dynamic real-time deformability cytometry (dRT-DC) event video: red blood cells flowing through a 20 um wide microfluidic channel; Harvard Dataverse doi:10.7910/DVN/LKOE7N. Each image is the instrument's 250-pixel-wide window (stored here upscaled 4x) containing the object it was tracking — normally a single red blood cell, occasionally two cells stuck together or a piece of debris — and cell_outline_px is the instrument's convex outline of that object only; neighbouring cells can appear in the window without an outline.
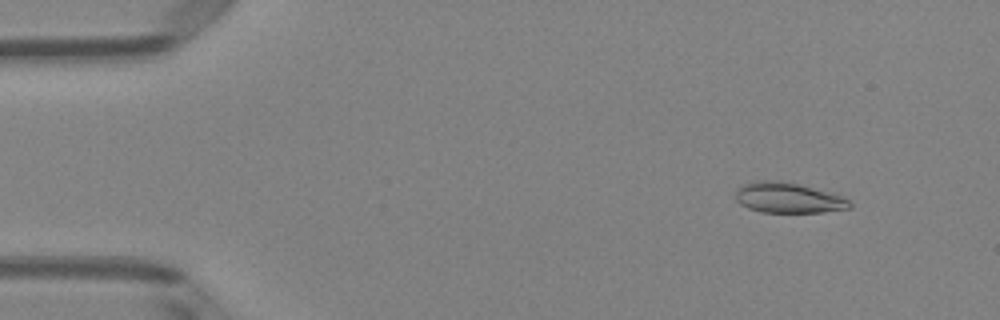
{"species": "Egyptian fruit bat (a non-hibernating species)", "species_latin": "Rousettus aegyptiacus", "temperature_condition": "room temperature", "stored_images_in_passage": 51, "camera_frame_rate_fps": 3000, "um_per_image_px": 0.085, "animal": {"sex": "female"}, "frame": {"image": 1, "passage_image": 6, "time_ms": 1.667, "image_size_px": [1000, 320], "cell_outline_px": [[852, 208], [824, 212], [764, 212], [748, 208], [740, 204], [736, 200], [736, 192], [740, 184], [756, 180], [780, 180], [800, 184], [836, 192], [844, 196], [852, 204]], "centroid_in_image_um": [67.05, 16.79], "position_along_channel_um": 18.0, "area_um2": 20.75}}
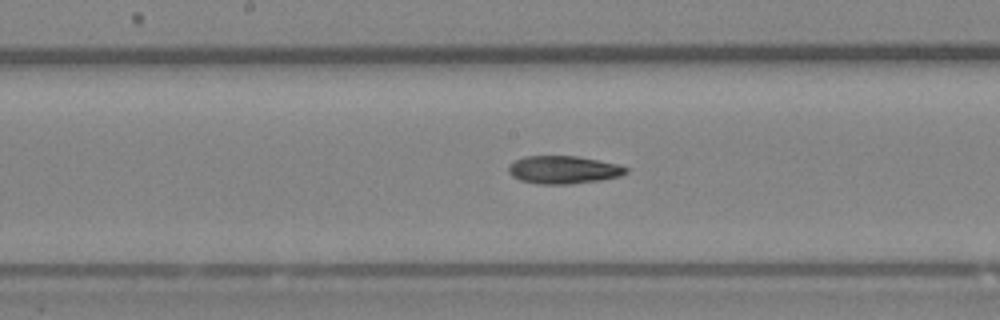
{"frame": {"image": 2, "passage_image": 27, "time_ms": 8.667, "image_size_px": [1000, 320], "cell_outline_px": [[628, 172], [620, 176], [600, 180], [568, 184], [536, 184], [520, 180], [512, 176], [508, 172], [508, 164], [524, 156], [576, 156], [616, 164], [628, 168]], "centroid_in_image_um": [47.85, 14.43], "position_along_channel_um": 200.4, "area_um2": 19.02}}
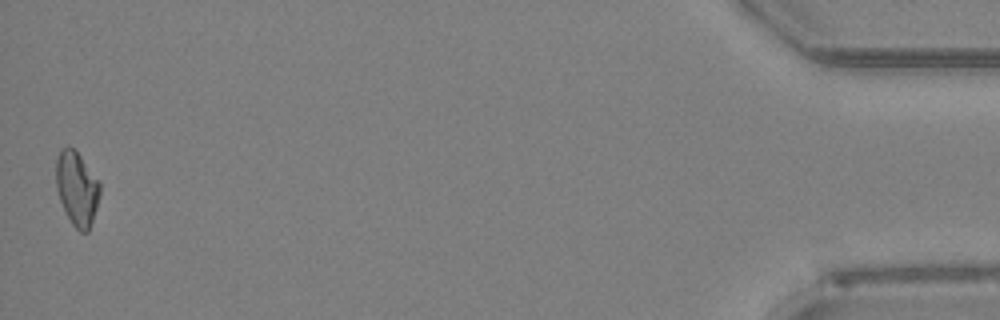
{"frame": {"image": 3, "passage_image": 51, "time_ms": 16.667, "image_size_px": [1000, 320], "cell_outline_px": [[100, 192], [96, 208], [88, 232], [80, 232], [72, 224], [60, 200], [56, 188], [56, 156], [60, 148], [68, 144], [80, 156], [100, 180]], "centroid_in_image_um": [6.52, 15.97], "position_along_channel_um": 428.7, "area_um2": 18.96}, "authors_computed_cell_mechanics": {"area_um2": 19.1896, "velocity_mm_per_s": 4.0008, "shape_relaxation_time_tau1_ms": null, "shape_relaxation_time_tau2_ms": 10.8668, "deformation_change_tau1": null, "deformation_change_tau2": 0.2351}}